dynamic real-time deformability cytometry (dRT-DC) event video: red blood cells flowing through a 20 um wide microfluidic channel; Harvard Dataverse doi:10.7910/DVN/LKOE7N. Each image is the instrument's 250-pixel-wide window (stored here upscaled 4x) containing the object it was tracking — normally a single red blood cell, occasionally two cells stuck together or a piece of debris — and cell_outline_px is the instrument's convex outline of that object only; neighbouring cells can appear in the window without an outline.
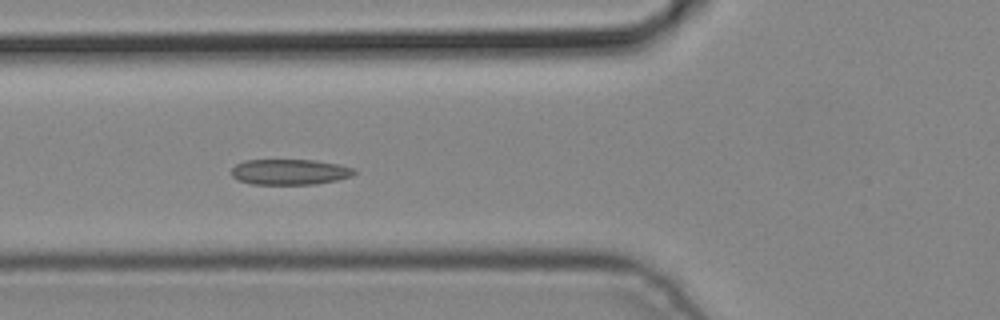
{"species": "common noctule bat (a hibernating species)", "species_latin": "Nyctalus noctula", "temperature_condition": "cold", "stored_images_in_passage": 5, "camera_frame_rate_fps": 3000, "um_per_image_px": 0.085, "animal": {"sex": "male", "body_mass_g": 19.2, "forearm_length_mm": 51.8}, "frame": {"image": 1, "passage_image": 5, "time_ms": 1.333, "image_size_px": [1000, 320], "cell_outline_px": [[356, 172], [352, 176], [336, 180], [316, 184], [252, 184], [236, 180], [232, 176], [232, 168], [236, 164], [244, 160], [316, 160], [340, 164], [352, 168]], "centroid_in_image_um": [24.61, 14.61], "position_along_channel_um": 101.2, "area_um2": 18.38}}